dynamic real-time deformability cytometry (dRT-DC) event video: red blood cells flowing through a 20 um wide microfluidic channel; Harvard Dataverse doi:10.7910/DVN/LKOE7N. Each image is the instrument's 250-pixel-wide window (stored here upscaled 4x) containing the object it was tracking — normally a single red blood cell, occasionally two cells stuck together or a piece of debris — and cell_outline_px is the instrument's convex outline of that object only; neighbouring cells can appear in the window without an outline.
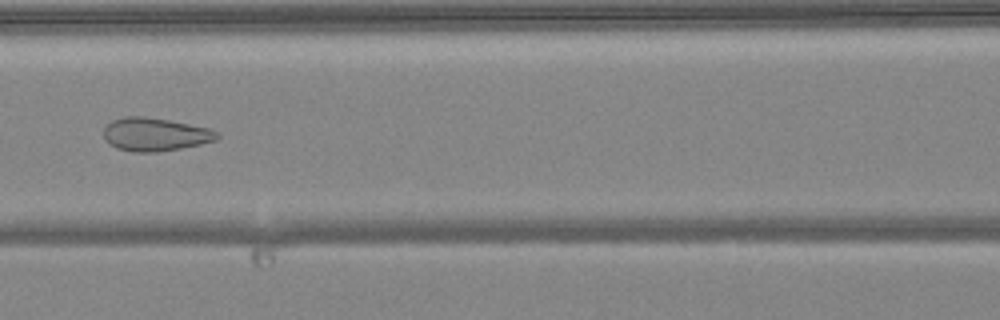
{"species": "common noctule bat (a hibernating species)", "species_latin": "Nyctalus noctula", "temperature_condition": "warm", "stored_images_in_passage": 45, "camera_frame_rate_fps": 3000, "um_per_image_px": 0.085, "animal": {"sex": "female", "body_mass_g": 24.6, "forearm_length_mm": 56.2}, "frame": {"image": 1, "passage_image": 22, "time_ms": 7.0, "image_size_px": [1000, 320], "cell_outline_px": [[220, 136], [216, 140], [200, 144], [180, 148], [156, 152], [132, 152], [116, 148], [108, 144], [104, 140], [104, 128], [112, 120], [124, 116], [144, 116], [168, 120], [208, 128], [220, 132]], "centroid_in_image_um": [13.15, 11.42], "position_along_channel_um": 153.4, "area_um2": 22.02}}
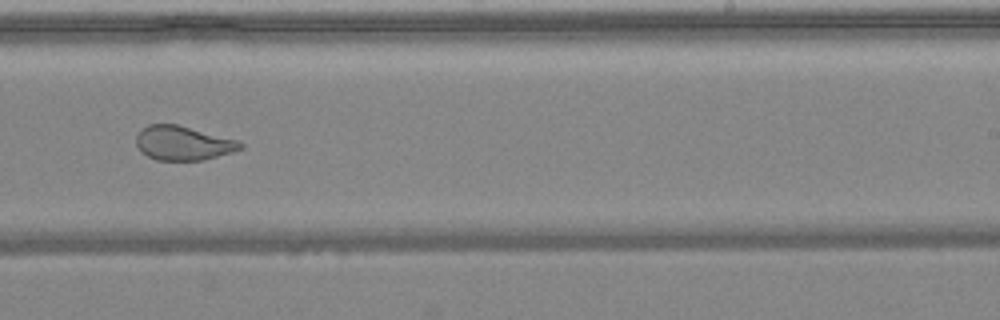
{"frame": {"image": 2, "passage_image": 31, "time_ms": 10.0, "image_size_px": [1000, 320], "cell_outline_px": [[244, 148], [232, 152], [204, 160], [156, 160], [140, 152], [136, 144], [136, 136], [140, 128], [148, 124], [176, 124], [236, 140], [244, 144]], "centroid_in_image_um": [15.52, 12.17], "position_along_channel_um": 273.5, "area_um2": 20.75}}
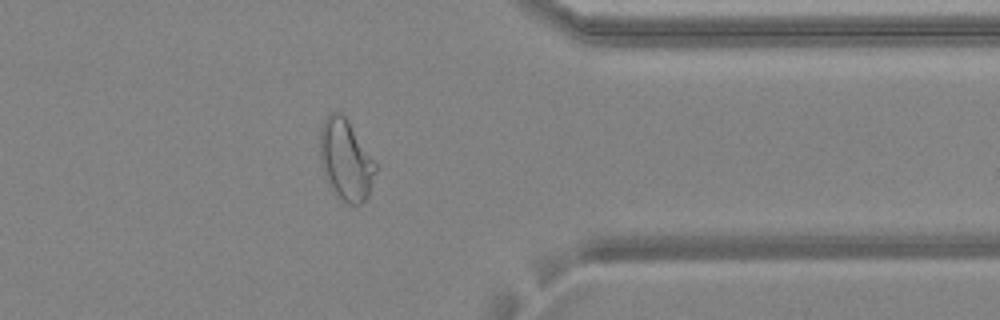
{"frame": {"image": 3, "passage_image": 40, "time_ms": 13.0, "image_size_px": [1000, 320], "cell_outline_px": [[376, 172], [368, 196], [360, 204], [348, 204], [328, 184], [320, 160], [320, 128], [324, 120], [332, 112], [340, 112], [348, 120], [376, 164]], "centroid_in_image_um": [29.38, 13.58], "position_along_channel_um": 382.0, "area_um2": 25.66}}